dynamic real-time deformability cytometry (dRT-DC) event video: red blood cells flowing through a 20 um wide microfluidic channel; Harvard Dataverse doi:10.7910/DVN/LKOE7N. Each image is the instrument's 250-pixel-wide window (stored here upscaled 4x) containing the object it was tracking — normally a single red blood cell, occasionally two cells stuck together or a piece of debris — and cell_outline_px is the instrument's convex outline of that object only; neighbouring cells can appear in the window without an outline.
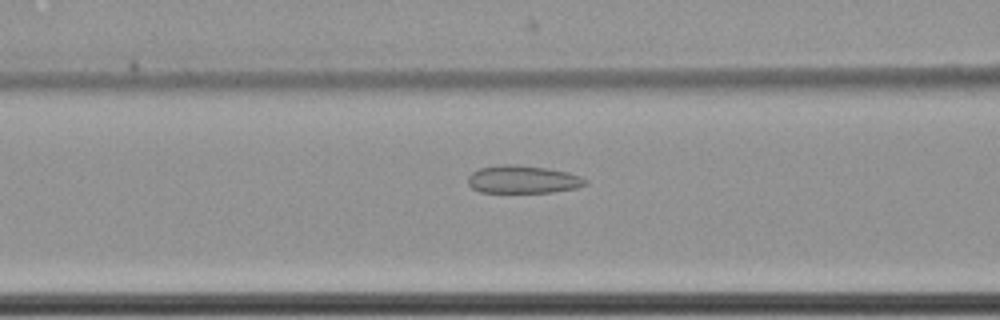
{"species": "common noctule bat (a hibernating species)", "species_latin": "Nyctalus noctula", "temperature_condition": "cold", "stored_images_in_passage": 44, "camera_frame_rate_fps": 3000, "um_per_image_px": 0.085, "animal": {"sex": "female", "body_mass_g": 22.7, "forearm_length_mm": 54.2}, "frame": {"image": 1, "passage_image": 10, "time_ms": 3.0, "image_size_px": [1000, 320], "cell_outline_px": [[588, 184], [576, 188], [552, 192], [480, 192], [472, 188], [468, 184], [468, 176], [472, 172], [480, 168], [500, 164], [516, 164], [548, 168], [568, 172], [580, 176], [588, 180]], "centroid_in_image_um": [44.45, 15.24], "position_along_channel_um": 122.1, "area_um2": 19.19}}
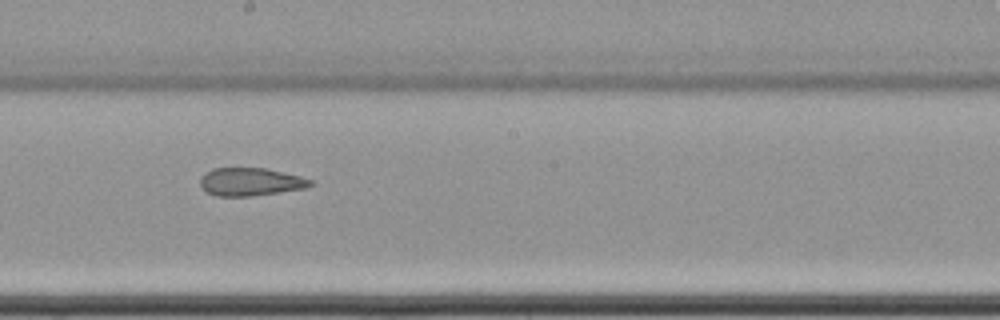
{"frame": {"image": 2, "passage_image": 19, "time_ms": 6.0, "image_size_px": [1000, 320], "cell_outline_px": [[316, 184], [304, 188], [280, 192], [252, 196], [216, 196], [208, 192], [200, 184], [200, 176], [204, 172], [212, 168], [264, 168], [300, 176], [312, 180]], "centroid_in_image_um": [21.28, 15.45], "position_along_channel_um": 226.9, "area_um2": 17.98}}
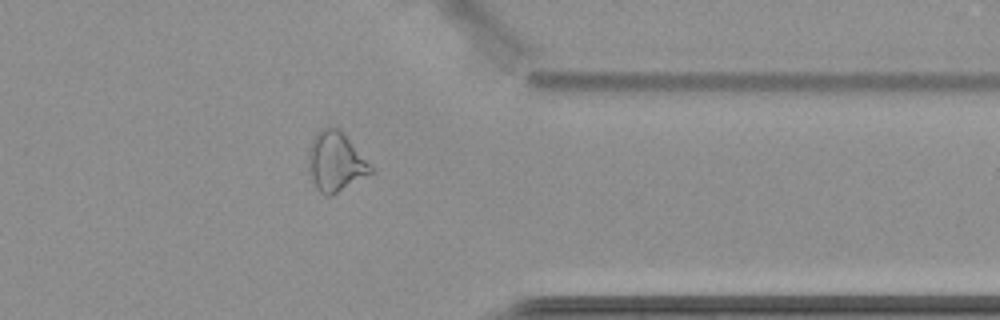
{"frame": {"image": 3, "passage_image": 33, "time_ms": 10.667, "image_size_px": [1000, 320], "cell_outline_px": [[372, 172], [332, 196], [324, 196], [316, 188], [312, 180], [308, 168], [308, 152], [312, 136], [320, 128], [328, 124], [340, 128], [344, 132], [372, 168]], "centroid_in_image_um": [28.46, 13.69], "position_along_channel_um": 382.9, "area_um2": 21.85}, "authors_computed_cell_mechanics": {"area_um2": 19.8254, "velocity_mm_per_s": 3.4906, "shape_relaxation_time_tau1_ms": null, "shape_relaxation_time_tau2_ms": 4.9721, "deformation_change_tau1": null, "deformation_change_tau2": 0.138}}